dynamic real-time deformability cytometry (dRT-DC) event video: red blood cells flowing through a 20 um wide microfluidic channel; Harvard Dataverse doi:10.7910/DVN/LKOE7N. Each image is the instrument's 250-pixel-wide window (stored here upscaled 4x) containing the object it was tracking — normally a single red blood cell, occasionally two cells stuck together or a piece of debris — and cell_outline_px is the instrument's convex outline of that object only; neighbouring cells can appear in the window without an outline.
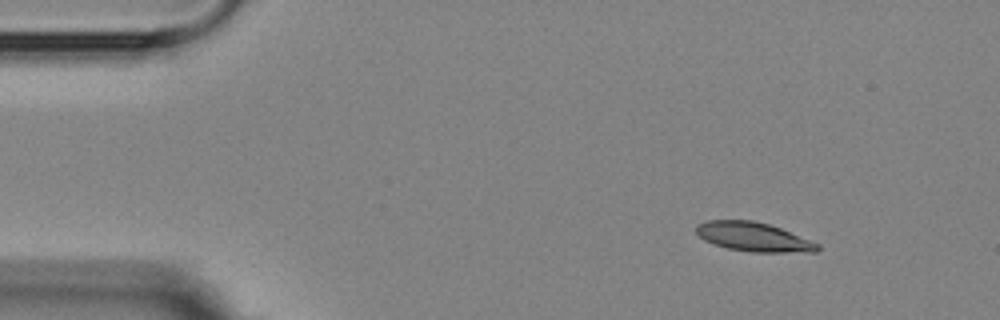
{"species": "Egyptian fruit bat (a non-hibernating species)", "species_latin": "Rousettus aegyptiacus", "temperature_condition": "room temperature", "stored_images_in_passage": 5, "camera_frame_rate_fps": 3000, "um_per_image_px": 0.085, "animal": {"sex": "female"}, "frame": {"image": 1, "passage_image": 1, "time_ms": 0.0, "image_size_px": [1000, 320], "cell_outline_px": [[820, 248], [816, 252], [752, 252], [728, 248], [704, 240], [696, 232], [696, 224], [708, 220], [752, 220], [768, 224], [780, 228], [820, 244]], "centroid_in_image_um": [64.05, 20.13], "position_along_channel_um": 20.9, "area_um2": 20.4}}
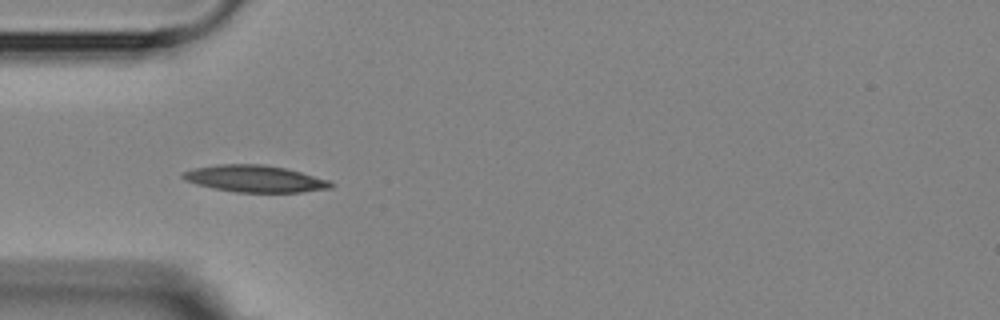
{"frame": {"image": 2, "passage_image": 4, "time_ms": 3.333, "image_size_px": [1000, 320], "cell_outline_px": [[336, 184], [332, 188], [300, 192], [236, 192], [212, 188], [196, 184], [184, 180], [180, 176], [184, 172], [192, 168], [216, 164], [264, 164], [284, 168], [300, 172], [328, 180]], "centroid_in_image_um": [21.63, 15.19], "position_along_channel_um": 63.4, "area_um2": 23.18}}
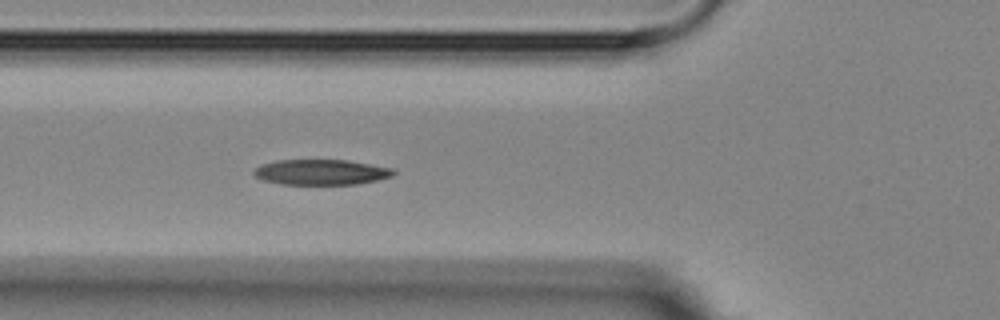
{"frame": {"image": 3, "passage_image": 5, "time_ms": 4.333, "image_size_px": [1000, 320], "cell_outline_px": [[396, 172], [392, 176], [376, 180], [356, 184], [280, 184], [260, 180], [252, 172], [260, 164], [276, 160], [348, 160], [392, 168]], "centroid_in_image_um": [27.25, 14.63], "position_along_channel_um": 98.5, "area_um2": 20.69}}